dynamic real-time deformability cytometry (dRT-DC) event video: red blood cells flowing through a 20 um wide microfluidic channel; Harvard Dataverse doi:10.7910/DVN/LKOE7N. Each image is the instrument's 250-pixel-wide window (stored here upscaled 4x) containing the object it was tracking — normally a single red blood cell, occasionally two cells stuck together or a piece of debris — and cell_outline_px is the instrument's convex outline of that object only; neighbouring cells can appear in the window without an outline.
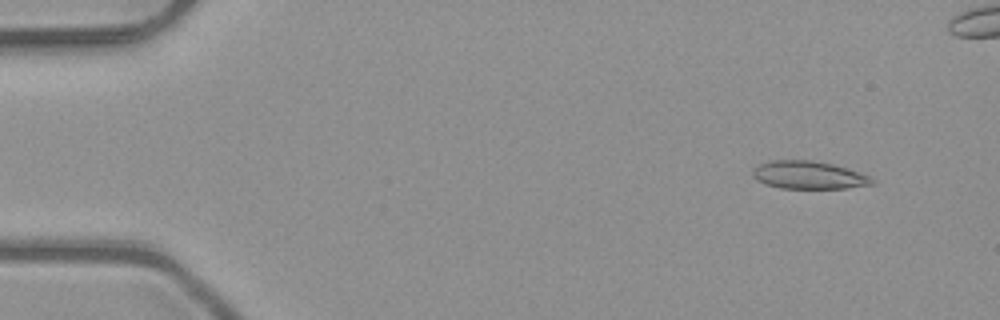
{"species": "common noctule bat (a hibernating species)", "species_latin": "Nyctalus noctula", "temperature_condition": "room temperature", "stored_images_in_passage": 6, "camera_frame_rate_fps": 3000, "um_per_image_px": 0.085, "animal": {"sex": "male", "body_mass_g": 23.1, "forearm_length_mm": 52.7}, "frame": {"image": 1, "passage_image": 2, "time_ms": 0.333, "image_size_px": [1000, 320], "cell_outline_px": [[876, 184], [844, 188], [780, 188], [764, 184], [756, 180], [752, 176], [752, 168], [760, 164], [772, 160], [812, 160], [832, 164], [868, 176], [876, 180]], "centroid_in_image_um": [68.68, 14.88], "position_along_channel_um": 16.3, "area_um2": 19.31}}